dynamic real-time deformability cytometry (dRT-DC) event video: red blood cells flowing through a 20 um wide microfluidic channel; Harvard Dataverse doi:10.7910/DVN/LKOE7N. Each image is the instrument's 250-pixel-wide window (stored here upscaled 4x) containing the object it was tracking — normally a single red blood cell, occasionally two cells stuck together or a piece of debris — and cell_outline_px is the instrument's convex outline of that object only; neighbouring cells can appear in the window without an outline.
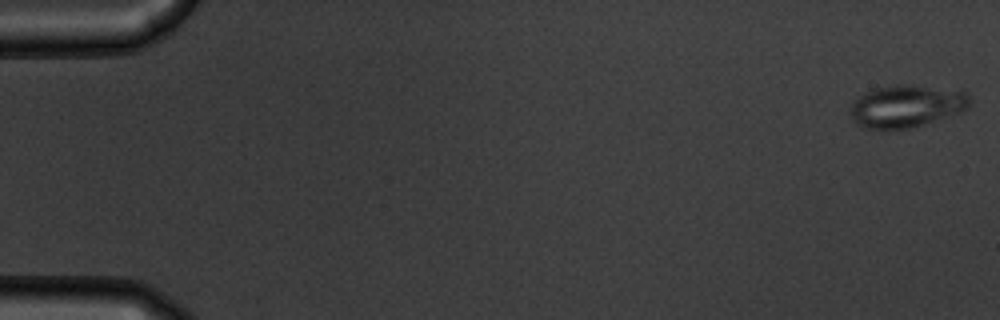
{"species": "common noctule bat (a hibernating species)", "species_latin": "Nyctalus noctula", "temperature_condition": "warm", "stored_images_in_passage": 55, "camera_frame_rate_fps": 3000, "um_per_image_px": 0.085, "animal": {"sex": "male", "body_mass_g": 19.5, "forearm_length_mm": 54.6}, "frame": {"image": 1, "passage_image": 1, "time_ms": 0.0, "image_size_px": [1000, 320], "cell_outline_px": [[972, 100], [968, 108], [960, 112], [908, 128], [860, 128], [852, 120], [848, 112], [852, 104], [864, 92], [876, 88], [896, 84], [908, 84], [968, 92]], "centroid_in_image_um": [77.02, 9.01], "position_along_channel_um": 8.0, "area_um2": 29.3}}
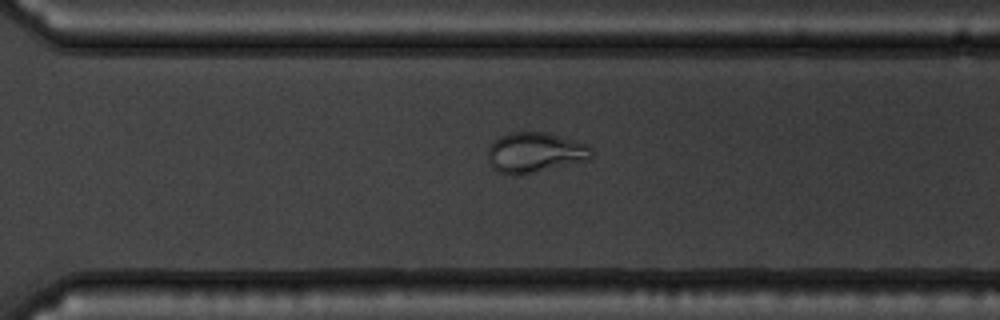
{"frame": {"image": 2, "passage_image": 39, "time_ms": 12.667, "image_size_px": [1000, 320], "cell_outline_px": [[592, 156], [588, 160], [516, 176], [512, 176], [496, 172], [492, 168], [488, 160], [488, 148], [500, 136], [512, 132], [544, 132], [588, 144], [592, 148]], "centroid_in_image_um": [45.45, 12.98], "position_along_channel_um": 325.1, "area_um2": 24.28}}
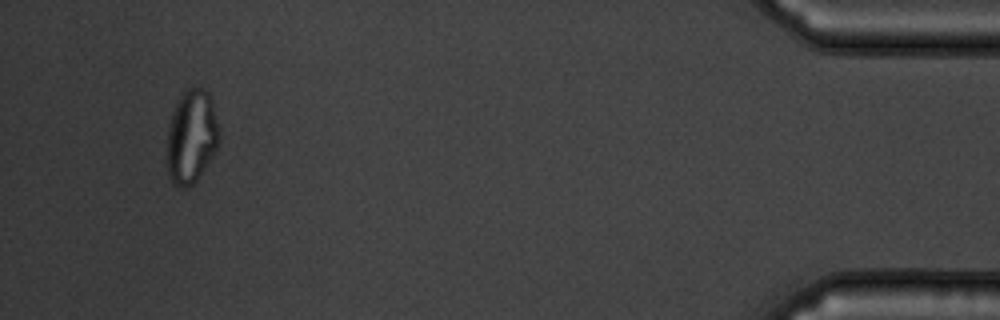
{"frame": {"image": 3, "passage_image": 52, "time_ms": 17.0, "image_size_px": [1000, 320], "cell_outline_px": [[220, 140], [216, 148], [196, 180], [188, 188], [180, 188], [172, 184], [168, 172], [168, 124], [172, 112], [180, 96], [188, 88], [204, 88], [208, 92], [220, 128]], "centroid_in_image_um": [16.27, 11.61], "position_along_channel_um": 418.9, "area_um2": 28.21}}